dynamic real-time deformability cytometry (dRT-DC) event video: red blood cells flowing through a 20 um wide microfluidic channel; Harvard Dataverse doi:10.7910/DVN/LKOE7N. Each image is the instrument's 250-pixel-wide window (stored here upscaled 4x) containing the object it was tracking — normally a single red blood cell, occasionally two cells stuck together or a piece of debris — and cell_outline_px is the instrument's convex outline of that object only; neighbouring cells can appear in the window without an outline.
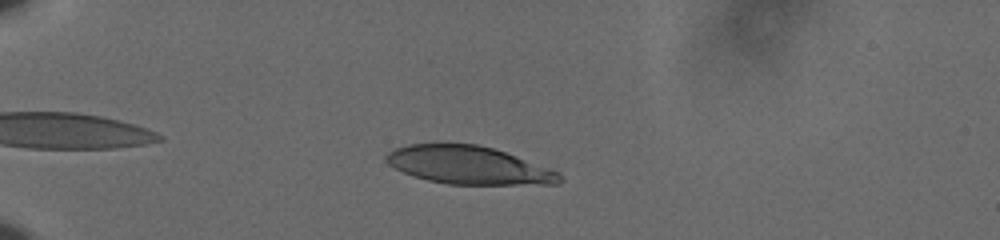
{"species": "human", "species_latin": "Homo sapiens", "temperature_condition": "cold", "stored_images_in_passage": 44, "camera_frame_rate_fps": 3000, "um_per_image_px": 0.085, "donor": {"sex": "male"}, "frame": {"image": 1, "passage_image": 8, "time_ms": 2.333, "image_size_px": [1000, 240], "cell_outline_px": [[564, 180], [560, 184], [448, 184], [428, 180], [412, 176], [388, 164], [384, 160], [384, 156], [388, 152], [396, 148], [408, 144], [476, 144], [492, 148], [504, 152], [560, 172]], "centroid_in_image_um": [39.83, 14.05], "position_along_channel_um": 45.2, "area_um2": 38.15}}
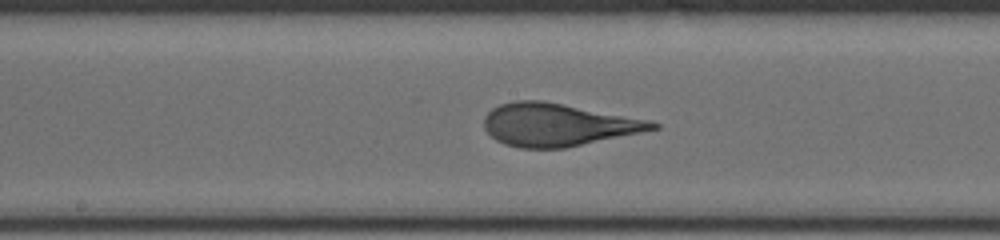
{"frame": {"image": 2, "passage_image": 25, "time_ms": 8.0, "image_size_px": [1000, 240], "cell_outline_px": [[660, 128], [564, 148], [520, 148], [504, 144], [496, 140], [484, 128], [484, 116], [492, 108], [500, 104], [516, 100], [540, 100], [652, 120], [660, 124]], "centroid_in_image_um": [47.4, 10.6], "position_along_channel_um": 200.8, "area_um2": 41.67}}
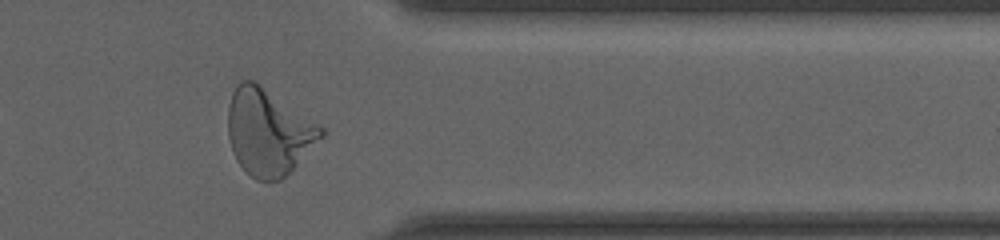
{"frame": {"image": 3, "passage_image": 41, "time_ms": 13.333, "image_size_px": [1000, 240], "cell_outline_px": [[324, 136], [280, 180], [256, 180], [244, 172], [236, 160], [232, 152], [228, 136], [228, 108], [232, 92], [236, 84], [240, 80], [252, 80], [260, 84], [324, 128]], "centroid_in_image_um": [22.77, 11.22], "position_along_channel_um": 388.6, "area_um2": 46.47}, "authors_computed_cell_mechanics": {"area_um2": 41.2114, "velocity_mm_per_s": 3.6237, "shape_relaxation_time_tau1_ms": 3.8729, "shape_relaxation_time_tau2_ms": null, "deformation_change_tau1": 0.197, "deformation_change_tau2": null}}